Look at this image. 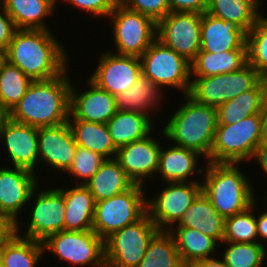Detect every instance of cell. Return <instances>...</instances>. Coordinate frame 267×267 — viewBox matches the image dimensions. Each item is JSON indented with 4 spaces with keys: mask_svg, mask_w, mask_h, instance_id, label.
I'll list each match as a JSON object with an SVG mask.
<instances>
[{
    "mask_svg": "<svg viewBox=\"0 0 267 267\" xmlns=\"http://www.w3.org/2000/svg\"><path fill=\"white\" fill-rule=\"evenodd\" d=\"M170 12H193L203 14L208 7V0H167Z\"/></svg>",
    "mask_w": 267,
    "mask_h": 267,
    "instance_id": "cell-43",
    "label": "cell"
},
{
    "mask_svg": "<svg viewBox=\"0 0 267 267\" xmlns=\"http://www.w3.org/2000/svg\"><path fill=\"white\" fill-rule=\"evenodd\" d=\"M201 21L202 14L169 12L157 22L156 39L191 63L200 51Z\"/></svg>",
    "mask_w": 267,
    "mask_h": 267,
    "instance_id": "cell-14",
    "label": "cell"
},
{
    "mask_svg": "<svg viewBox=\"0 0 267 267\" xmlns=\"http://www.w3.org/2000/svg\"><path fill=\"white\" fill-rule=\"evenodd\" d=\"M222 258L227 267H263L267 248L261 243L223 242Z\"/></svg>",
    "mask_w": 267,
    "mask_h": 267,
    "instance_id": "cell-37",
    "label": "cell"
},
{
    "mask_svg": "<svg viewBox=\"0 0 267 267\" xmlns=\"http://www.w3.org/2000/svg\"><path fill=\"white\" fill-rule=\"evenodd\" d=\"M260 115V141L267 143V95L262 105Z\"/></svg>",
    "mask_w": 267,
    "mask_h": 267,
    "instance_id": "cell-49",
    "label": "cell"
},
{
    "mask_svg": "<svg viewBox=\"0 0 267 267\" xmlns=\"http://www.w3.org/2000/svg\"><path fill=\"white\" fill-rule=\"evenodd\" d=\"M105 160L102 155L77 146L73 164L66 173L69 174V178L72 176L76 179V184L85 185Z\"/></svg>",
    "mask_w": 267,
    "mask_h": 267,
    "instance_id": "cell-40",
    "label": "cell"
},
{
    "mask_svg": "<svg viewBox=\"0 0 267 267\" xmlns=\"http://www.w3.org/2000/svg\"><path fill=\"white\" fill-rule=\"evenodd\" d=\"M240 167V163H206L202 192L224 219L246 211L257 197L254 185Z\"/></svg>",
    "mask_w": 267,
    "mask_h": 267,
    "instance_id": "cell-4",
    "label": "cell"
},
{
    "mask_svg": "<svg viewBox=\"0 0 267 267\" xmlns=\"http://www.w3.org/2000/svg\"><path fill=\"white\" fill-rule=\"evenodd\" d=\"M200 38V51L220 53L247 50L246 33L237 24L207 12L202 14Z\"/></svg>",
    "mask_w": 267,
    "mask_h": 267,
    "instance_id": "cell-22",
    "label": "cell"
},
{
    "mask_svg": "<svg viewBox=\"0 0 267 267\" xmlns=\"http://www.w3.org/2000/svg\"><path fill=\"white\" fill-rule=\"evenodd\" d=\"M161 145L160 155H159V166L156 173L162 178L161 181L166 182H200V180L195 179L193 174L203 176L205 166L201 167L198 161L202 159V156L199 152L182 148L176 145H169V147H163ZM198 166V167H197ZM202 174V175H201ZM192 175V176H191ZM190 178V180L188 179ZM192 178V179H191ZM195 179V180H193Z\"/></svg>",
    "mask_w": 267,
    "mask_h": 267,
    "instance_id": "cell-21",
    "label": "cell"
},
{
    "mask_svg": "<svg viewBox=\"0 0 267 267\" xmlns=\"http://www.w3.org/2000/svg\"><path fill=\"white\" fill-rule=\"evenodd\" d=\"M71 81L67 70L52 79L32 81L25 95L11 110L10 119L37 128L66 123L69 119Z\"/></svg>",
    "mask_w": 267,
    "mask_h": 267,
    "instance_id": "cell-2",
    "label": "cell"
},
{
    "mask_svg": "<svg viewBox=\"0 0 267 267\" xmlns=\"http://www.w3.org/2000/svg\"><path fill=\"white\" fill-rule=\"evenodd\" d=\"M267 95V80L262 79L253 89L241 93L217 107L218 124H234L259 114Z\"/></svg>",
    "mask_w": 267,
    "mask_h": 267,
    "instance_id": "cell-30",
    "label": "cell"
},
{
    "mask_svg": "<svg viewBox=\"0 0 267 267\" xmlns=\"http://www.w3.org/2000/svg\"><path fill=\"white\" fill-rule=\"evenodd\" d=\"M224 226L225 219L214 209L210 199L201 192L173 227L197 229L222 244Z\"/></svg>",
    "mask_w": 267,
    "mask_h": 267,
    "instance_id": "cell-25",
    "label": "cell"
},
{
    "mask_svg": "<svg viewBox=\"0 0 267 267\" xmlns=\"http://www.w3.org/2000/svg\"><path fill=\"white\" fill-rule=\"evenodd\" d=\"M202 192V182H166L146 198L147 214L159 230H170Z\"/></svg>",
    "mask_w": 267,
    "mask_h": 267,
    "instance_id": "cell-13",
    "label": "cell"
},
{
    "mask_svg": "<svg viewBox=\"0 0 267 267\" xmlns=\"http://www.w3.org/2000/svg\"><path fill=\"white\" fill-rule=\"evenodd\" d=\"M0 167V214L14 225L19 220V212L26 209L29 197L40 182L35 173L5 164ZM26 205V207H25ZM22 210V211H21Z\"/></svg>",
    "mask_w": 267,
    "mask_h": 267,
    "instance_id": "cell-16",
    "label": "cell"
},
{
    "mask_svg": "<svg viewBox=\"0 0 267 267\" xmlns=\"http://www.w3.org/2000/svg\"><path fill=\"white\" fill-rule=\"evenodd\" d=\"M248 63L247 50L220 53L199 51L190 63L191 76H215L240 70Z\"/></svg>",
    "mask_w": 267,
    "mask_h": 267,
    "instance_id": "cell-31",
    "label": "cell"
},
{
    "mask_svg": "<svg viewBox=\"0 0 267 267\" xmlns=\"http://www.w3.org/2000/svg\"><path fill=\"white\" fill-rule=\"evenodd\" d=\"M134 185L115 159H106L85 184L95 202L109 199L129 190Z\"/></svg>",
    "mask_w": 267,
    "mask_h": 267,
    "instance_id": "cell-27",
    "label": "cell"
},
{
    "mask_svg": "<svg viewBox=\"0 0 267 267\" xmlns=\"http://www.w3.org/2000/svg\"><path fill=\"white\" fill-rule=\"evenodd\" d=\"M99 55L89 79L115 97L128 90L142 74L139 57L119 55L107 50Z\"/></svg>",
    "mask_w": 267,
    "mask_h": 267,
    "instance_id": "cell-15",
    "label": "cell"
},
{
    "mask_svg": "<svg viewBox=\"0 0 267 267\" xmlns=\"http://www.w3.org/2000/svg\"><path fill=\"white\" fill-rule=\"evenodd\" d=\"M185 267H227L223 258L211 256L185 265Z\"/></svg>",
    "mask_w": 267,
    "mask_h": 267,
    "instance_id": "cell-47",
    "label": "cell"
},
{
    "mask_svg": "<svg viewBox=\"0 0 267 267\" xmlns=\"http://www.w3.org/2000/svg\"><path fill=\"white\" fill-rule=\"evenodd\" d=\"M162 143L151 134L133 141L117 150L115 159L134 184L145 186V181L155 179ZM149 179V180H148Z\"/></svg>",
    "mask_w": 267,
    "mask_h": 267,
    "instance_id": "cell-18",
    "label": "cell"
},
{
    "mask_svg": "<svg viewBox=\"0 0 267 267\" xmlns=\"http://www.w3.org/2000/svg\"><path fill=\"white\" fill-rule=\"evenodd\" d=\"M145 186L129 190L95 204L93 232L105 240L114 232L136 223L147 213Z\"/></svg>",
    "mask_w": 267,
    "mask_h": 267,
    "instance_id": "cell-7",
    "label": "cell"
},
{
    "mask_svg": "<svg viewBox=\"0 0 267 267\" xmlns=\"http://www.w3.org/2000/svg\"><path fill=\"white\" fill-rule=\"evenodd\" d=\"M15 233V225L0 214V248Z\"/></svg>",
    "mask_w": 267,
    "mask_h": 267,
    "instance_id": "cell-45",
    "label": "cell"
},
{
    "mask_svg": "<svg viewBox=\"0 0 267 267\" xmlns=\"http://www.w3.org/2000/svg\"><path fill=\"white\" fill-rule=\"evenodd\" d=\"M261 1L208 0L206 12L224 21L234 22L247 34L262 13L259 10V6L263 4Z\"/></svg>",
    "mask_w": 267,
    "mask_h": 267,
    "instance_id": "cell-32",
    "label": "cell"
},
{
    "mask_svg": "<svg viewBox=\"0 0 267 267\" xmlns=\"http://www.w3.org/2000/svg\"><path fill=\"white\" fill-rule=\"evenodd\" d=\"M158 231L146 213L136 223L111 234L104 240L106 267H137Z\"/></svg>",
    "mask_w": 267,
    "mask_h": 267,
    "instance_id": "cell-12",
    "label": "cell"
},
{
    "mask_svg": "<svg viewBox=\"0 0 267 267\" xmlns=\"http://www.w3.org/2000/svg\"><path fill=\"white\" fill-rule=\"evenodd\" d=\"M146 114L131 111H116L106 123L113 143L119 149L127 144L145 138L155 131V121ZM154 128V129H153ZM153 130V131H152Z\"/></svg>",
    "mask_w": 267,
    "mask_h": 267,
    "instance_id": "cell-28",
    "label": "cell"
},
{
    "mask_svg": "<svg viewBox=\"0 0 267 267\" xmlns=\"http://www.w3.org/2000/svg\"><path fill=\"white\" fill-rule=\"evenodd\" d=\"M119 3L152 18L156 23L170 12L167 0H119Z\"/></svg>",
    "mask_w": 267,
    "mask_h": 267,
    "instance_id": "cell-41",
    "label": "cell"
},
{
    "mask_svg": "<svg viewBox=\"0 0 267 267\" xmlns=\"http://www.w3.org/2000/svg\"><path fill=\"white\" fill-rule=\"evenodd\" d=\"M65 201L64 230L87 231L93 229L95 200L89 189L82 184L61 187Z\"/></svg>",
    "mask_w": 267,
    "mask_h": 267,
    "instance_id": "cell-24",
    "label": "cell"
},
{
    "mask_svg": "<svg viewBox=\"0 0 267 267\" xmlns=\"http://www.w3.org/2000/svg\"><path fill=\"white\" fill-rule=\"evenodd\" d=\"M38 163L60 172H66L73 164L77 144L68 122L53 127L38 128ZM42 163V164H41Z\"/></svg>",
    "mask_w": 267,
    "mask_h": 267,
    "instance_id": "cell-19",
    "label": "cell"
},
{
    "mask_svg": "<svg viewBox=\"0 0 267 267\" xmlns=\"http://www.w3.org/2000/svg\"><path fill=\"white\" fill-rule=\"evenodd\" d=\"M260 143L259 114L234 124H218L207 162L243 164L248 161L249 163Z\"/></svg>",
    "mask_w": 267,
    "mask_h": 267,
    "instance_id": "cell-5",
    "label": "cell"
},
{
    "mask_svg": "<svg viewBox=\"0 0 267 267\" xmlns=\"http://www.w3.org/2000/svg\"><path fill=\"white\" fill-rule=\"evenodd\" d=\"M256 200L246 211L225 219L223 242L258 243Z\"/></svg>",
    "mask_w": 267,
    "mask_h": 267,
    "instance_id": "cell-39",
    "label": "cell"
},
{
    "mask_svg": "<svg viewBox=\"0 0 267 267\" xmlns=\"http://www.w3.org/2000/svg\"><path fill=\"white\" fill-rule=\"evenodd\" d=\"M10 119V112L8 111V109L5 107V105L3 104L1 98H0V125L6 121Z\"/></svg>",
    "mask_w": 267,
    "mask_h": 267,
    "instance_id": "cell-50",
    "label": "cell"
},
{
    "mask_svg": "<svg viewBox=\"0 0 267 267\" xmlns=\"http://www.w3.org/2000/svg\"><path fill=\"white\" fill-rule=\"evenodd\" d=\"M183 96L184 103L164 123L161 134L173 145L199 152L205 164L218 125L217 108L199 103L189 94Z\"/></svg>",
    "mask_w": 267,
    "mask_h": 267,
    "instance_id": "cell-3",
    "label": "cell"
},
{
    "mask_svg": "<svg viewBox=\"0 0 267 267\" xmlns=\"http://www.w3.org/2000/svg\"><path fill=\"white\" fill-rule=\"evenodd\" d=\"M16 30L12 18L0 3V47L3 50L9 46Z\"/></svg>",
    "mask_w": 267,
    "mask_h": 267,
    "instance_id": "cell-44",
    "label": "cell"
},
{
    "mask_svg": "<svg viewBox=\"0 0 267 267\" xmlns=\"http://www.w3.org/2000/svg\"><path fill=\"white\" fill-rule=\"evenodd\" d=\"M4 54L32 81L52 79L69 70L70 56L51 30L17 29Z\"/></svg>",
    "mask_w": 267,
    "mask_h": 267,
    "instance_id": "cell-1",
    "label": "cell"
},
{
    "mask_svg": "<svg viewBox=\"0 0 267 267\" xmlns=\"http://www.w3.org/2000/svg\"><path fill=\"white\" fill-rule=\"evenodd\" d=\"M137 267H185L173 235L167 230H159L150 240Z\"/></svg>",
    "mask_w": 267,
    "mask_h": 267,
    "instance_id": "cell-35",
    "label": "cell"
},
{
    "mask_svg": "<svg viewBox=\"0 0 267 267\" xmlns=\"http://www.w3.org/2000/svg\"><path fill=\"white\" fill-rule=\"evenodd\" d=\"M67 122L78 146L102 155L105 159L115 158L118 149L106 124L79 119H68Z\"/></svg>",
    "mask_w": 267,
    "mask_h": 267,
    "instance_id": "cell-29",
    "label": "cell"
},
{
    "mask_svg": "<svg viewBox=\"0 0 267 267\" xmlns=\"http://www.w3.org/2000/svg\"><path fill=\"white\" fill-rule=\"evenodd\" d=\"M252 160H256V164L259 165V168L267 176V143H260L257 146L255 155Z\"/></svg>",
    "mask_w": 267,
    "mask_h": 267,
    "instance_id": "cell-48",
    "label": "cell"
},
{
    "mask_svg": "<svg viewBox=\"0 0 267 267\" xmlns=\"http://www.w3.org/2000/svg\"><path fill=\"white\" fill-rule=\"evenodd\" d=\"M256 227L258 235V243L264 244L267 243V209L260 214L256 212ZM259 214V215H258ZM262 240V242H260Z\"/></svg>",
    "mask_w": 267,
    "mask_h": 267,
    "instance_id": "cell-46",
    "label": "cell"
},
{
    "mask_svg": "<svg viewBox=\"0 0 267 267\" xmlns=\"http://www.w3.org/2000/svg\"><path fill=\"white\" fill-rule=\"evenodd\" d=\"M57 2V0H0L17 29L31 30H51L46 24V18L55 15Z\"/></svg>",
    "mask_w": 267,
    "mask_h": 267,
    "instance_id": "cell-26",
    "label": "cell"
},
{
    "mask_svg": "<svg viewBox=\"0 0 267 267\" xmlns=\"http://www.w3.org/2000/svg\"><path fill=\"white\" fill-rule=\"evenodd\" d=\"M86 83L89 88H85L86 91H78L73 81L71 83L69 119L106 124L116 114V97L99 88L89 78Z\"/></svg>",
    "mask_w": 267,
    "mask_h": 267,
    "instance_id": "cell-20",
    "label": "cell"
},
{
    "mask_svg": "<svg viewBox=\"0 0 267 267\" xmlns=\"http://www.w3.org/2000/svg\"><path fill=\"white\" fill-rule=\"evenodd\" d=\"M263 12L246 34L248 63L267 80V17Z\"/></svg>",
    "mask_w": 267,
    "mask_h": 267,
    "instance_id": "cell-38",
    "label": "cell"
},
{
    "mask_svg": "<svg viewBox=\"0 0 267 267\" xmlns=\"http://www.w3.org/2000/svg\"><path fill=\"white\" fill-rule=\"evenodd\" d=\"M63 2L75 6L81 12H86V15L92 14L93 19L95 17L105 19L115 9L119 0H63Z\"/></svg>",
    "mask_w": 267,
    "mask_h": 267,
    "instance_id": "cell-42",
    "label": "cell"
},
{
    "mask_svg": "<svg viewBox=\"0 0 267 267\" xmlns=\"http://www.w3.org/2000/svg\"><path fill=\"white\" fill-rule=\"evenodd\" d=\"M42 245L44 253L51 252L61 262L78 267H106L104 240L93 230H62L48 236Z\"/></svg>",
    "mask_w": 267,
    "mask_h": 267,
    "instance_id": "cell-10",
    "label": "cell"
},
{
    "mask_svg": "<svg viewBox=\"0 0 267 267\" xmlns=\"http://www.w3.org/2000/svg\"><path fill=\"white\" fill-rule=\"evenodd\" d=\"M32 80L22 70L4 60L0 65V98L9 112L25 95Z\"/></svg>",
    "mask_w": 267,
    "mask_h": 267,
    "instance_id": "cell-36",
    "label": "cell"
},
{
    "mask_svg": "<svg viewBox=\"0 0 267 267\" xmlns=\"http://www.w3.org/2000/svg\"><path fill=\"white\" fill-rule=\"evenodd\" d=\"M40 185L41 183L36 185L29 197L28 205L32 207H26L31 209L28 210L31 211L29 212L31 217H28L30 221L17 222L15 233L25 238L43 242L48 236L64 230L66 208L61 186L42 190ZM23 226L24 229L27 228L24 232L20 229Z\"/></svg>",
    "mask_w": 267,
    "mask_h": 267,
    "instance_id": "cell-6",
    "label": "cell"
},
{
    "mask_svg": "<svg viewBox=\"0 0 267 267\" xmlns=\"http://www.w3.org/2000/svg\"><path fill=\"white\" fill-rule=\"evenodd\" d=\"M263 78L247 63L240 70L215 76H191L189 95L197 102L219 107L253 89Z\"/></svg>",
    "mask_w": 267,
    "mask_h": 267,
    "instance_id": "cell-9",
    "label": "cell"
},
{
    "mask_svg": "<svg viewBox=\"0 0 267 267\" xmlns=\"http://www.w3.org/2000/svg\"><path fill=\"white\" fill-rule=\"evenodd\" d=\"M0 267H3V266H2V260H1V257H0Z\"/></svg>",
    "mask_w": 267,
    "mask_h": 267,
    "instance_id": "cell-53",
    "label": "cell"
},
{
    "mask_svg": "<svg viewBox=\"0 0 267 267\" xmlns=\"http://www.w3.org/2000/svg\"><path fill=\"white\" fill-rule=\"evenodd\" d=\"M5 60L4 50L0 47V65Z\"/></svg>",
    "mask_w": 267,
    "mask_h": 267,
    "instance_id": "cell-51",
    "label": "cell"
},
{
    "mask_svg": "<svg viewBox=\"0 0 267 267\" xmlns=\"http://www.w3.org/2000/svg\"><path fill=\"white\" fill-rule=\"evenodd\" d=\"M163 92L157 83L141 74L128 90L116 96V108L118 111H131L154 118L152 113L166 102Z\"/></svg>",
    "mask_w": 267,
    "mask_h": 267,
    "instance_id": "cell-23",
    "label": "cell"
},
{
    "mask_svg": "<svg viewBox=\"0 0 267 267\" xmlns=\"http://www.w3.org/2000/svg\"><path fill=\"white\" fill-rule=\"evenodd\" d=\"M0 143L5 147L2 153L6 152L11 166L36 174L39 157L37 127L8 119L0 125Z\"/></svg>",
    "mask_w": 267,
    "mask_h": 267,
    "instance_id": "cell-17",
    "label": "cell"
},
{
    "mask_svg": "<svg viewBox=\"0 0 267 267\" xmlns=\"http://www.w3.org/2000/svg\"><path fill=\"white\" fill-rule=\"evenodd\" d=\"M44 254L42 242L13 235L0 248L3 267H37Z\"/></svg>",
    "mask_w": 267,
    "mask_h": 267,
    "instance_id": "cell-34",
    "label": "cell"
},
{
    "mask_svg": "<svg viewBox=\"0 0 267 267\" xmlns=\"http://www.w3.org/2000/svg\"><path fill=\"white\" fill-rule=\"evenodd\" d=\"M107 18L113 23V53L140 58L156 40L157 23L120 3Z\"/></svg>",
    "mask_w": 267,
    "mask_h": 267,
    "instance_id": "cell-11",
    "label": "cell"
},
{
    "mask_svg": "<svg viewBox=\"0 0 267 267\" xmlns=\"http://www.w3.org/2000/svg\"><path fill=\"white\" fill-rule=\"evenodd\" d=\"M265 194H267V191ZM263 199H265L264 202L266 201V204H267V195H265V197Z\"/></svg>",
    "mask_w": 267,
    "mask_h": 267,
    "instance_id": "cell-52",
    "label": "cell"
},
{
    "mask_svg": "<svg viewBox=\"0 0 267 267\" xmlns=\"http://www.w3.org/2000/svg\"><path fill=\"white\" fill-rule=\"evenodd\" d=\"M142 74L157 83L166 94V88L189 94L191 88L190 62L174 50L155 40L140 57Z\"/></svg>",
    "mask_w": 267,
    "mask_h": 267,
    "instance_id": "cell-8",
    "label": "cell"
},
{
    "mask_svg": "<svg viewBox=\"0 0 267 267\" xmlns=\"http://www.w3.org/2000/svg\"><path fill=\"white\" fill-rule=\"evenodd\" d=\"M169 232L175 239L176 248L184 265L215 255L218 246H221L215 239L197 229L172 227Z\"/></svg>",
    "mask_w": 267,
    "mask_h": 267,
    "instance_id": "cell-33",
    "label": "cell"
}]
</instances>
